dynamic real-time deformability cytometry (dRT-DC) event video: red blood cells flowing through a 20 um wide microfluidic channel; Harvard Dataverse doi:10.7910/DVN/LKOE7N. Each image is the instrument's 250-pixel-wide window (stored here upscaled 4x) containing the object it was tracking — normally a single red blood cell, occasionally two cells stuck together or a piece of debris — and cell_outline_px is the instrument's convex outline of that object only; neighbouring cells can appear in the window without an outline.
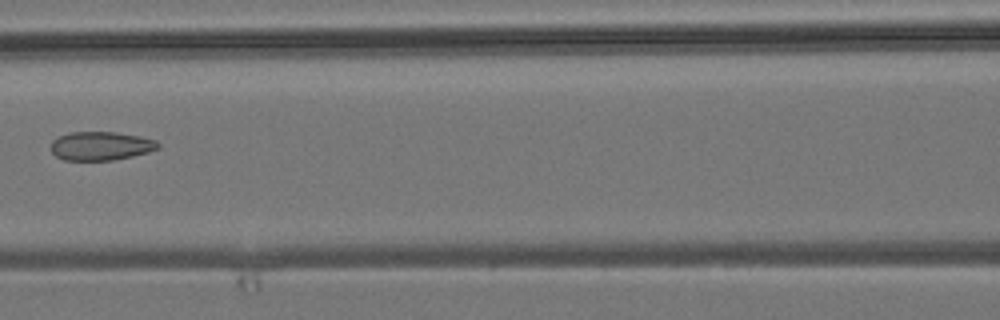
{"species": "common noctule bat (a hibernating species)", "species_latin": "Nyctalus noctula", "temperature_condition": "room temperature", "stored_images_in_passage": 4, "camera_frame_rate_fps": 3000, "um_per_image_px": 0.085, "animal": {"sex": "male", "body_mass_g": 19.2, "forearm_length_mm": 51.8}, "frame": {"image": 1, "passage_image": 3, "time_ms": 2.333, "image_size_px": [1000, 320], "cell_outline_px": [[160, 148], [148, 152], [132, 156], [112, 160], [64, 160], [56, 156], [52, 152], [52, 140], [60, 136], [72, 132], [116, 132], [140, 136], [156, 140], [160, 144]], "centroid_in_image_um": [8.6, 12.4], "position_along_channel_um": 158.0, "area_um2": 17.86}}
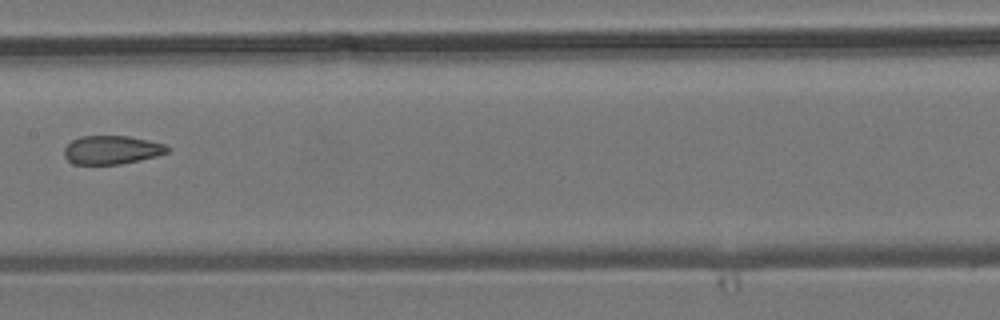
{"frame": {"image": 2, "passage_image": 4, "time_ms": 3.333, "image_size_px": [1000, 320], "cell_outline_px": [[172, 148], [168, 152], [156, 156], [140, 160], [120, 164], [72, 164], [64, 156], [64, 148], [72, 140], [80, 136], [128, 136], [148, 140], [164, 144]], "centroid_in_image_um": [9.5, 12.74], "position_along_channel_um": 197.9, "area_um2": 17.22}}